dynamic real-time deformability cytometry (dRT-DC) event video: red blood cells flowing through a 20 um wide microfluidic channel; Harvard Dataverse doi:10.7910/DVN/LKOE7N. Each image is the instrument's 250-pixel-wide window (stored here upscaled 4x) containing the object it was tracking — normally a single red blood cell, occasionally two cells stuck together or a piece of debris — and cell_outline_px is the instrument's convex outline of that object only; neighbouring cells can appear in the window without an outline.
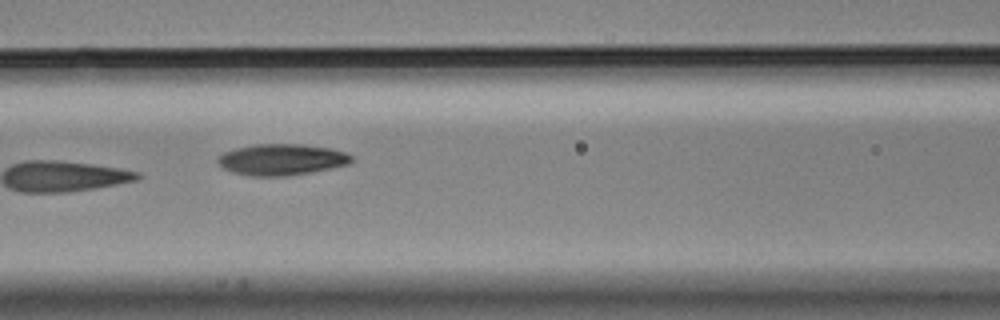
{"species": "Egyptian fruit bat (a non-hibernating species)", "species_latin": "Rousettus aegyptiacus", "temperature_condition": "cold", "stored_images_in_passage": 13, "camera_frame_rate_fps": 3000, "um_per_image_px": 0.085, "animal": {"sex": "male"}, "frame": {"image": 1, "passage_image": 6, "time_ms": 1.667, "image_size_px": [1000, 320], "cell_outline_px": [[356, 160], [352, 164], [312, 172], [288, 176], [252, 176], [232, 172], [224, 168], [216, 160], [224, 152], [236, 148], [256, 144], [300, 144], [328, 148], [344, 152], [352, 156]], "centroid_in_image_um": [23.99, 13.57], "position_along_channel_um": 142.6, "area_um2": 24.39}}